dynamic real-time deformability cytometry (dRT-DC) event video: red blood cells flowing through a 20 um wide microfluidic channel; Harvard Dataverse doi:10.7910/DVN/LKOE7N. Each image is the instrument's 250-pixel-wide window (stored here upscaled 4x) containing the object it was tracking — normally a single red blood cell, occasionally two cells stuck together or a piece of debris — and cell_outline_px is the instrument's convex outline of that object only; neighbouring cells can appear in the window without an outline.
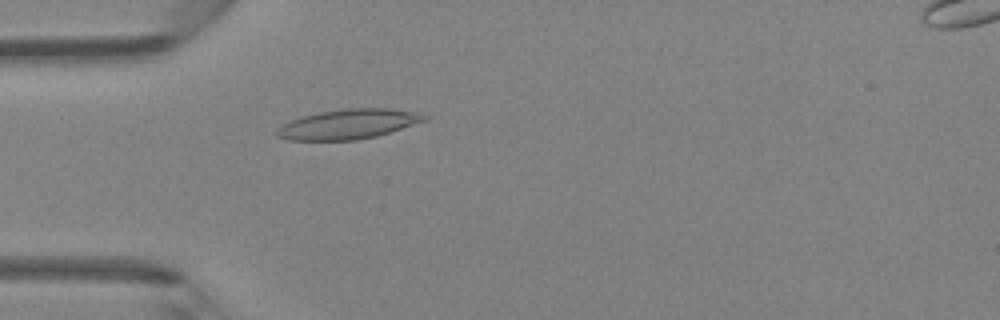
{"species": "Egyptian fruit bat (a non-hibernating species)", "species_latin": "Rousettus aegyptiacus", "temperature_condition": "room temperature", "stored_images_in_passage": 47, "camera_frame_rate_fps": 3000, "um_per_image_px": 0.085, "animal": {"sex": "female"}, "frame": {"image": 1, "passage_image": 14, "time_ms": 4.333, "image_size_px": [1000, 320], "cell_outline_px": [[428, 120], [376, 136], [356, 140], [288, 140], [276, 136], [276, 132], [284, 124], [292, 120], [304, 116], [320, 112], [344, 108], [388, 108], [420, 112], [428, 116]], "centroid_in_image_um": [29.67, 10.54], "position_along_channel_um": 55.3, "area_um2": 25.49}}
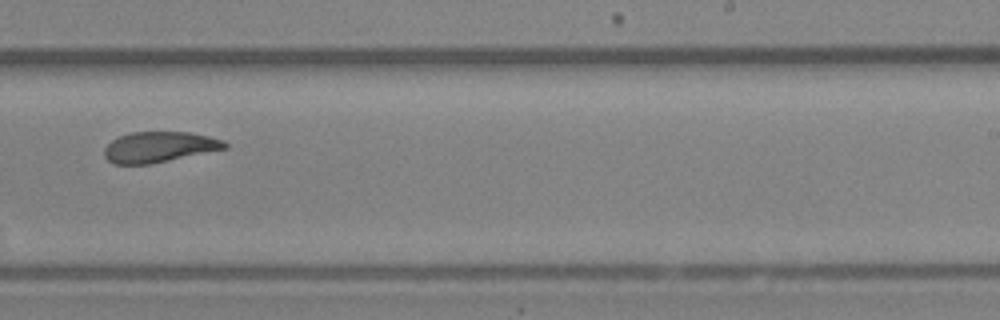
{"frame": {"image": 2, "passage_image": 30, "time_ms": 9.667, "image_size_px": [1000, 320], "cell_outline_px": [[228, 148], [148, 164], [112, 164], [104, 156], [104, 148], [112, 140], [120, 136], [132, 132], [188, 132], [208, 136], [224, 140], [228, 144]], "centroid_in_image_um": [13.52, 12.49], "position_along_channel_um": 275.5, "area_um2": 21.33}}
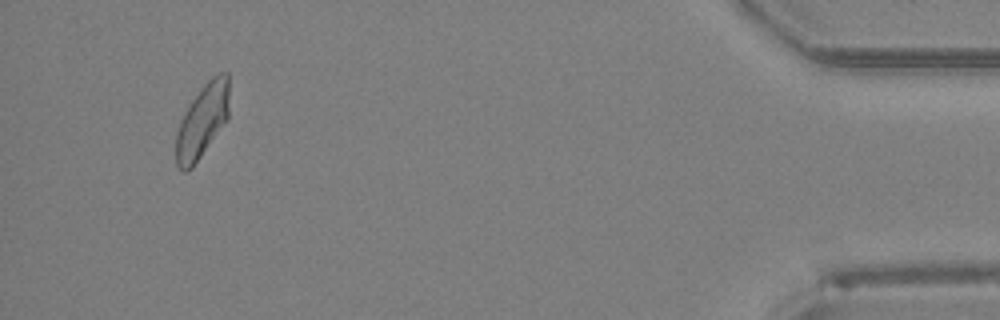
{"frame": {"image": 3, "passage_image": 45, "time_ms": 14.667, "image_size_px": [1000, 320], "cell_outline_px": [[228, 116], [192, 168], [188, 172], [184, 172], [176, 164], [176, 132], [180, 120], [184, 112], [200, 88], [216, 72], [228, 72]], "centroid_in_image_um": [17.17, 10.25], "position_along_channel_um": 418.0, "area_um2": 22.48}, "authors_computed_cell_mechanics": {"area_um2": 23.0044, "velocity_mm_per_s": 4.2522, "shape_relaxation_time_tau1_ms": 7.68, "shape_relaxation_time_tau2_ms": 1.946, "deformation_change_tau1": 0.1914, "deformation_change_tau2": 0.0753}}